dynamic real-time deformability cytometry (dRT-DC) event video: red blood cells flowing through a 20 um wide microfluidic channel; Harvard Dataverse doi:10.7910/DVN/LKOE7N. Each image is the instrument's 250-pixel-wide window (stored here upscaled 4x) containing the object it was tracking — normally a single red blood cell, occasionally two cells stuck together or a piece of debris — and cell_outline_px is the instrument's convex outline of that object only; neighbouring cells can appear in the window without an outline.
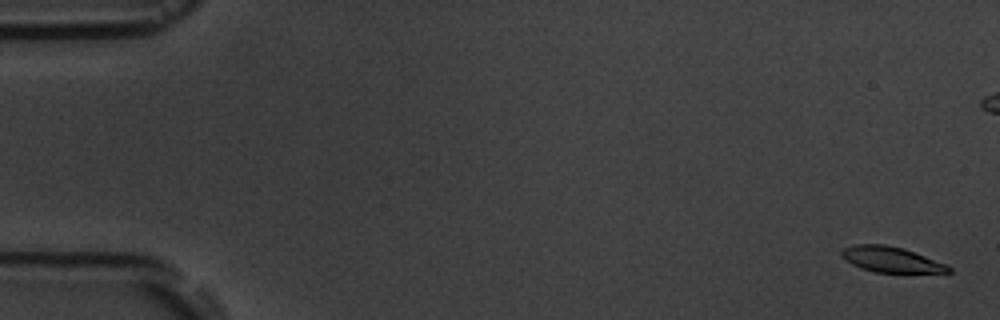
{"species": "common noctule bat (a hibernating species)", "species_latin": "Nyctalus noctula", "temperature_condition": "room temperature", "stored_images_in_passage": 16, "camera_frame_rate_fps": 3000, "um_per_image_px": 0.085, "animal": {"sex": "male", "body_mass_g": 19.5, "forearm_length_mm": 54.6}, "frame": {"image": 1, "passage_image": 1, "time_ms": 0.0, "image_size_px": [1000, 320], "cell_outline_px": [[952, 272], [948, 276], [876, 272], [852, 264], [840, 252], [844, 248], [856, 244], [884, 244], [904, 248], [948, 264], [952, 268]], "centroid_in_image_um": [76.0, 22.12], "position_along_channel_um": 9.0, "area_um2": 16.76}}
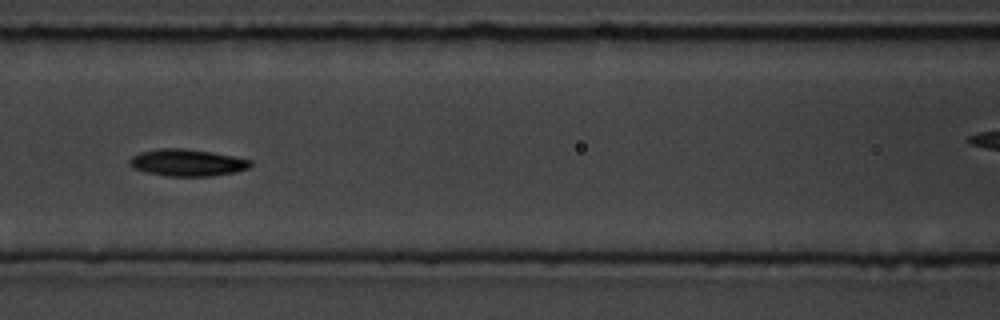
{"frame": {"image": 2, "passage_image": 7, "time_ms": 8.0, "image_size_px": [1000, 320], "cell_outline_px": [[252, 164], [248, 168], [236, 172], [212, 176], [168, 176], [144, 172], [132, 168], [128, 164], [128, 160], [132, 156], [140, 152], [160, 148], [184, 148], [212, 152], [252, 160]], "centroid_in_image_um": [15.88, 13.82], "position_along_channel_um": 150.7, "area_um2": 19.13}}
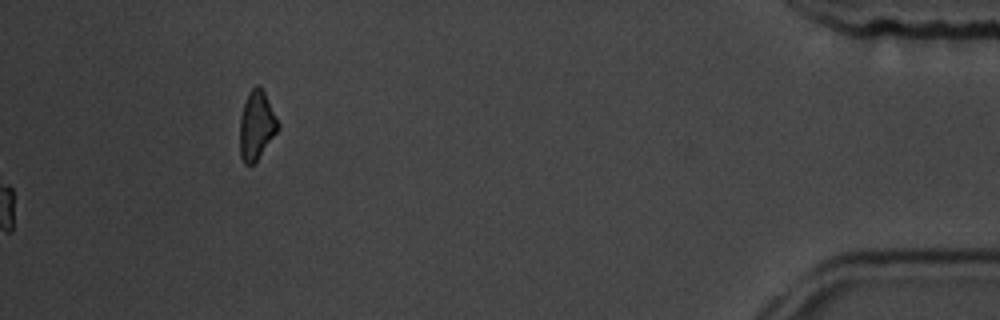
{"frame": {"image": 3, "passage_image": 16, "time_ms": 19.0, "image_size_px": [1000, 320], "cell_outline_px": [[280, 128], [256, 160], [252, 164], [244, 164], [240, 156], [240, 116], [248, 92], [256, 84], [260, 84], [280, 124]], "centroid_in_image_um": [21.8, 10.63], "position_along_channel_um": 413.4, "area_um2": 15.2}, "authors_computed_cell_mechanics": {"area_um2": 18.0047, "velocity_mm_per_s": 3.5799, "shape_relaxation_time_tau1_ms": 2.5175, "shape_relaxation_time_tau2_ms": null, "deformation_change_tau1": 0.1023, "deformation_change_tau2": null}}